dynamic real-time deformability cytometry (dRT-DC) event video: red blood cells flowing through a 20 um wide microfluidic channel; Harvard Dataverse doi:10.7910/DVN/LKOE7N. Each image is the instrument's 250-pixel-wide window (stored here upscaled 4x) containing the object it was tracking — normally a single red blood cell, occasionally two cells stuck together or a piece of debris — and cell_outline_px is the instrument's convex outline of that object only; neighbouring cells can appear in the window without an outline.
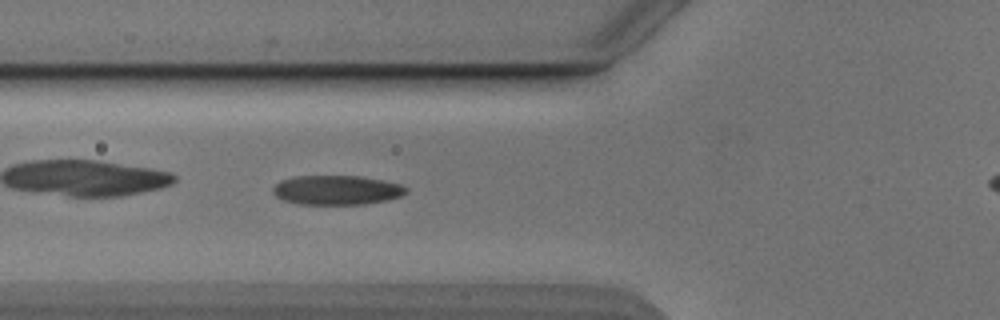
{"species": "Egyptian fruit bat (a non-hibernating species)", "species_latin": "Rousettus aegyptiacus", "temperature_condition": "cold", "stored_images_in_passage": 34, "camera_frame_rate_fps": 3000, "um_per_image_px": 0.085, "animal": {"sex": "male"}, "frame": {"image": 1, "passage_image": 6, "time_ms": 1.667, "image_size_px": [1000, 320], "cell_outline_px": [[408, 192], [400, 196], [388, 200], [364, 204], [300, 204], [284, 200], [276, 196], [272, 192], [272, 188], [280, 180], [296, 176], [360, 176], [384, 180], [400, 184], [408, 188]], "centroid_in_image_um": [28.63, 16.15], "position_along_channel_um": 97.2, "area_um2": 22.89}}
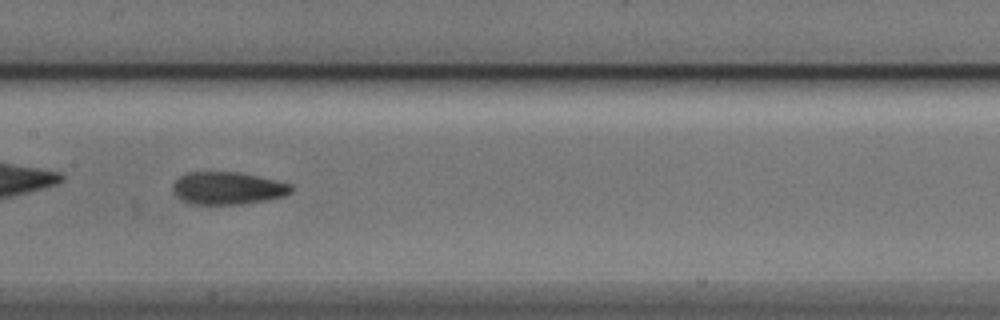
{"frame": {"image": 2, "passage_image": 13, "time_ms": 4.0, "image_size_px": [1000, 320], "cell_outline_px": [[292, 192], [284, 196], [268, 200], [240, 204], [188, 204], [180, 200], [172, 192], [172, 184], [180, 176], [188, 172], [236, 172], [256, 176], [292, 184]], "centroid_in_image_um": [19.31, 16.01], "position_along_channel_um": 188.1, "area_um2": 22.54}}
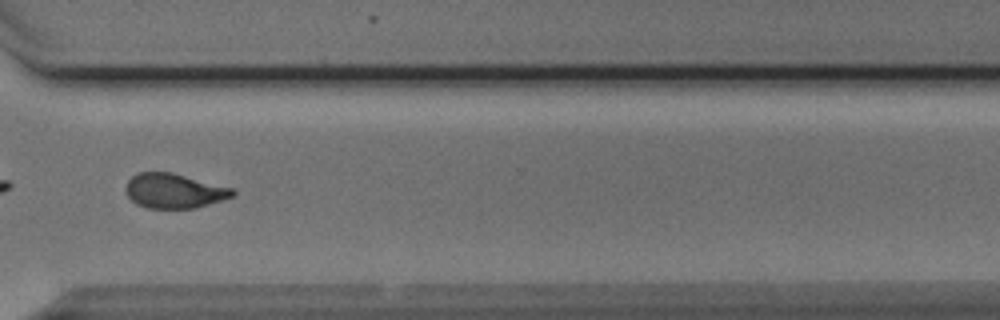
{"frame": {"image": 3, "passage_image": 26, "time_ms": 8.333, "image_size_px": [1000, 320], "cell_outline_px": [[236, 192], [232, 196], [196, 208], [148, 208], [136, 204], [128, 196], [124, 188], [128, 180], [132, 176], [140, 172], [172, 172], [232, 188]], "centroid_in_image_um": [14.76, 16.22], "position_along_channel_um": 355.8, "area_um2": 21.44}}